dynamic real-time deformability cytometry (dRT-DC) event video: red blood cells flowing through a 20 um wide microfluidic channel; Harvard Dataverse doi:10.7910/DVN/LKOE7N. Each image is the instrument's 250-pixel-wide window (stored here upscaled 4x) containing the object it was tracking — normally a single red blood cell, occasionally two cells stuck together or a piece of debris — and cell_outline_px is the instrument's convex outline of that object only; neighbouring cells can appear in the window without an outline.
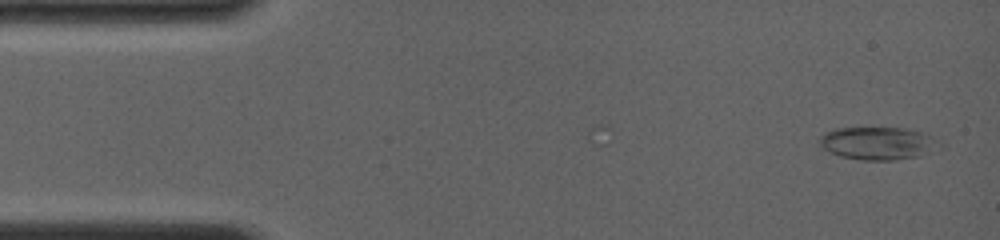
{"species": "common noctule bat (a hibernating species)", "species_latin": "Nyctalus noctula", "temperature_condition": "room temperature", "stored_images_in_passage": 3, "camera_frame_rate_fps": 4000, "um_per_image_px": 0.085, "animal": {"sex": "female", "body_mass_g": 19.0, "forearm_length_mm": 56.7}, "frame": {"image": 1, "passage_image": 3, "time_ms": 1.0, "image_size_px": [1000, 240], "cell_outline_px": [[944, 148], [920, 156], [896, 160], [860, 160], [840, 156], [824, 148], [820, 144], [820, 136], [824, 132], [832, 128], [904, 128], [920, 132], [932, 136], [940, 140], [944, 144]], "centroid_in_image_um": [74.71, 12.18], "position_along_channel_um": 10.3, "area_um2": 23.29}}